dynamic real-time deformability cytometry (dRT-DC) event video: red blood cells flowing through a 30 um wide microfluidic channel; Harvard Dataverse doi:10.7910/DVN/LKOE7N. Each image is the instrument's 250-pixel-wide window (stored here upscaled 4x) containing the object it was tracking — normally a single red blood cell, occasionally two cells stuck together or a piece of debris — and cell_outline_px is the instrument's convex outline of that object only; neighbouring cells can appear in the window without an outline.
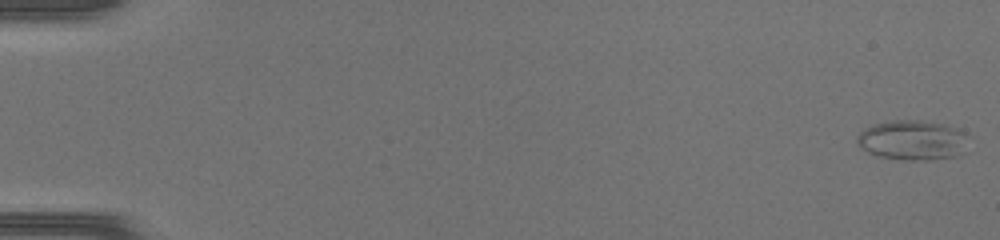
{"species": "common noctule bat (a hibernating species)", "species_latin": "Nyctalus noctula", "temperature_condition": "warm", "stored_images_in_passage": 48, "camera_frame_rate_fps": 3000, "um_per_image_px": 0.085, "animal": {"sex": "female", "body_mass_g": 17.0, "forearm_length_mm": 48.0}, "frame": {"image": 1, "passage_image": 1, "time_ms": 0.0, "image_size_px": [1000, 240], "cell_outline_px": [[964, 132], [956, 156], [928, 160], [904, 160], [880, 156], [868, 152], [860, 148], [856, 140], [856, 136], [864, 128], [872, 124], [896, 120], [920, 120], [944, 124], [956, 128]], "centroid_in_image_um": [77.41, 11.9], "position_along_channel_um": 7.6, "area_um2": 25.14}}
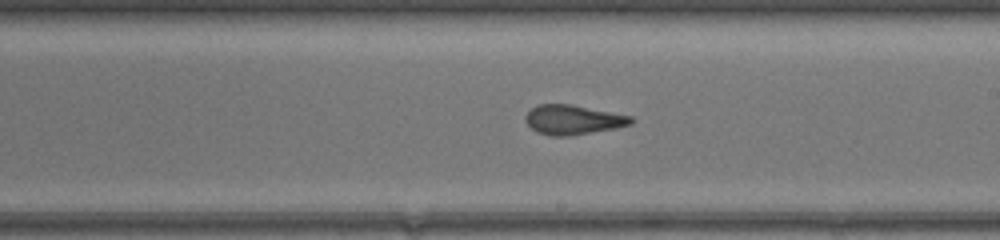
{"frame": {"image": 2, "passage_image": 29, "time_ms": 9.333, "image_size_px": [1000, 240], "cell_outline_px": [[636, 120], [632, 124], [616, 128], [568, 136], [552, 136], [536, 132], [528, 124], [524, 116], [536, 104], [572, 104], [632, 116]], "centroid_in_image_um": [48.73, 10.17], "position_along_channel_um": 240.3, "area_um2": 18.26}}
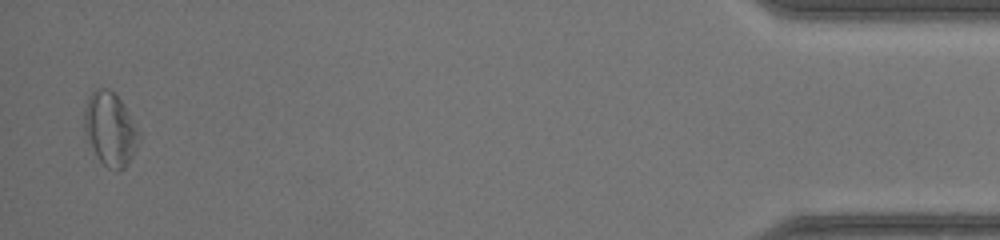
{"frame": {"image": 3, "passage_image": 47, "time_ms": 15.333, "image_size_px": [1000, 240], "cell_outline_px": [[140, 140], [128, 164], [124, 168], [116, 172], [108, 168], [100, 160], [88, 140], [84, 128], [84, 108], [88, 96], [96, 88], [108, 88], [116, 92], [140, 132]], "centroid_in_image_um": [9.38, 10.95], "position_along_channel_um": 425.8, "area_um2": 23.47}}